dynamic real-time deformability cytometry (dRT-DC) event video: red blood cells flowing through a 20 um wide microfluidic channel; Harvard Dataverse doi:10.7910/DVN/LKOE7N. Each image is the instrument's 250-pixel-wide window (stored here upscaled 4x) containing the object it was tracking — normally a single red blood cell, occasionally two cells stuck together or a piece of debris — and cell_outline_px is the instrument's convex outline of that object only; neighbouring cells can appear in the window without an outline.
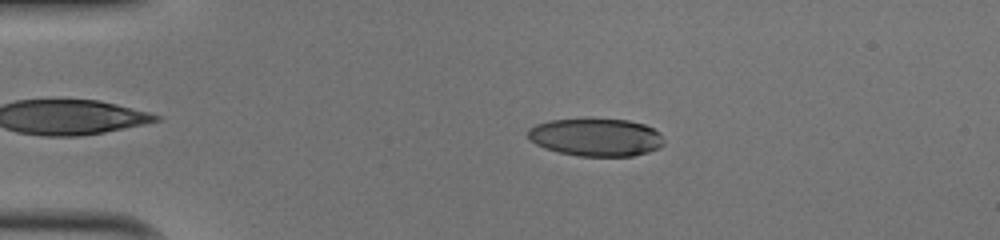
{"species": "human", "species_latin": "Homo sapiens", "temperature_condition": "cold", "stored_images_in_passage": 45, "camera_frame_rate_fps": 3000, "um_per_image_px": 0.085, "donor": {"sex": "male"}, "frame": {"image": 1, "passage_image": 11, "time_ms": 3.333, "image_size_px": [1000, 240], "cell_outline_px": [[664, 144], [660, 148], [648, 152], [632, 156], [580, 156], [560, 152], [544, 148], [536, 144], [528, 136], [528, 128], [536, 124], [552, 120], [588, 116], [628, 120], [644, 124], [660, 132], [664, 140]], "centroid_in_image_um": [50.67, 11.62], "position_along_channel_um": 34.3, "area_um2": 30.75}}
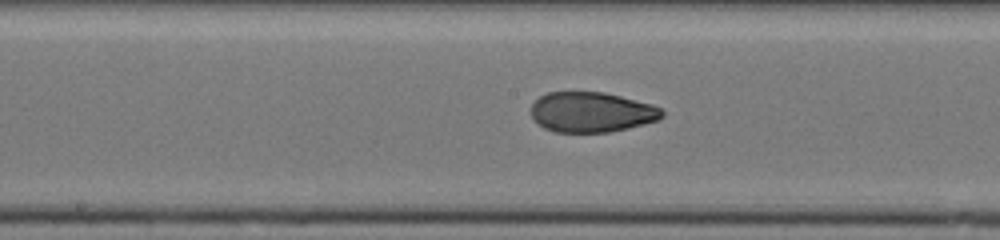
{"frame": {"image": 2, "passage_image": 27, "time_ms": 8.667, "image_size_px": [1000, 240], "cell_outline_px": [[664, 116], [660, 120], [628, 128], [608, 132], [556, 132], [544, 128], [532, 116], [532, 104], [540, 96], [548, 92], [604, 92], [652, 104], [660, 108], [664, 112]], "centroid_in_image_um": [50.32, 9.53], "position_along_channel_um": 197.9, "area_um2": 30.58}}
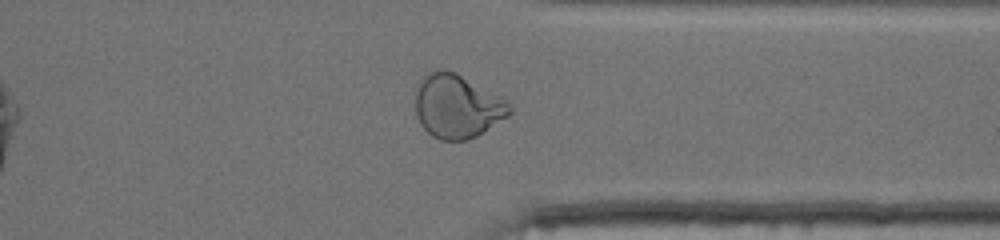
{"frame": {"image": 3, "passage_image": 40, "time_ms": 13.0, "image_size_px": [1000, 240], "cell_outline_px": [[512, 112], [508, 116], [476, 136], [464, 140], [440, 140], [432, 136], [420, 124], [416, 116], [416, 84], [428, 72], [436, 68], [444, 68], [456, 72], [500, 96], [512, 108]], "centroid_in_image_um": [38.82, 9.01], "position_along_channel_um": 372.6, "area_um2": 35.03}, "authors_computed_cell_mechanics": {"area_um2": 31.212, "velocity_mm_per_s": 4.049, "shape_relaxation_time_tau1_ms": 7.4839, "shape_relaxation_time_tau2_ms": 1.3747, "deformation_change_tau1": 0.2912, "deformation_change_tau2": 0.0587}}